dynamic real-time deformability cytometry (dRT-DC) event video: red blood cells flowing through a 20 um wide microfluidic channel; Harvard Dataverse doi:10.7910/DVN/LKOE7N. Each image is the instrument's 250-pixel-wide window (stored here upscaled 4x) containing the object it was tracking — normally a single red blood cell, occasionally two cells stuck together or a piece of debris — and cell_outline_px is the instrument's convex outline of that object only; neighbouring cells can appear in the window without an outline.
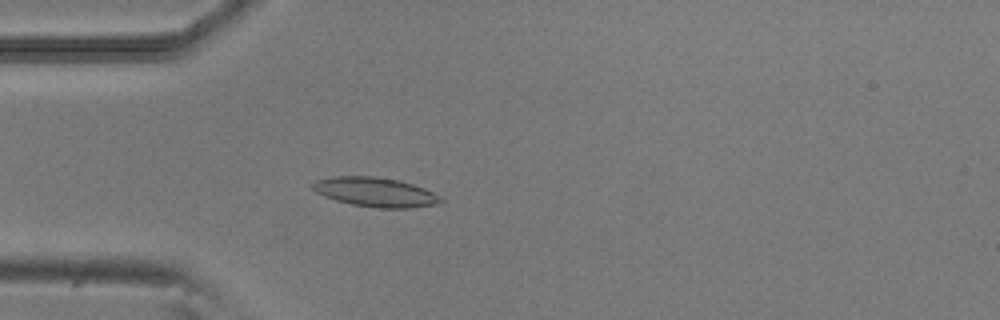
{"species": "common noctule bat (a hibernating species)", "species_latin": "Nyctalus noctula", "temperature_condition": "room temperature", "stored_images_in_passage": 51, "camera_frame_rate_fps": 3000, "um_per_image_px": 0.085, "animal": {"sex": "male", "body_mass_g": 20.5, "forearm_length_mm": 52.5}, "frame": {"image": 1, "passage_image": 14, "time_ms": 4.333, "image_size_px": [1000, 320], "cell_outline_px": [[444, 200], [436, 204], [412, 208], [380, 208], [352, 204], [336, 200], [324, 196], [316, 192], [312, 188], [312, 184], [316, 180], [332, 176], [376, 176], [396, 180], [412, 184], [424, 188], [440, 196]], "centroid_in_image_um": [31.9, 16.32], "position_along_channel_um": 53.1, "area_um2": 21.79}}
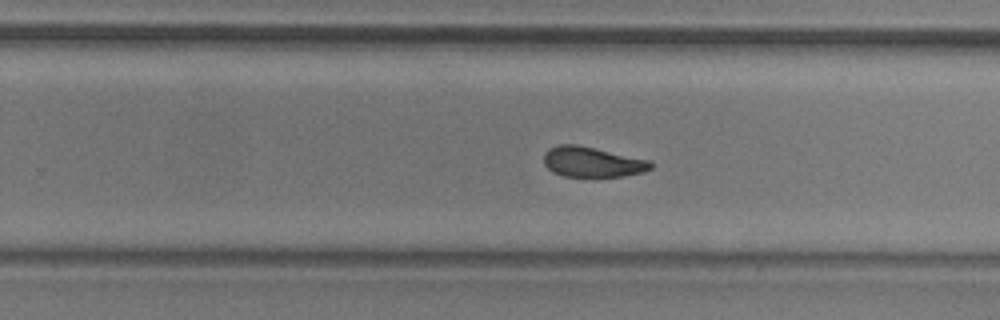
{"frame": {"image": 2, "passage_image": 32, "time_ms": 10.333, "image_size_px": [1000, 320], "cell_outline_px": [[652, 168], [644, 172], [620, 176], [564, 176], [552, 172], [544, 164], [544, 152], [548, 148], [560, 144], [576, 144], [648, 160], [652, 164]], "centroid_in_image_um": [50.29, 13.76], "position_along_channel_um": 279.5, "area_um2": 18.61}}
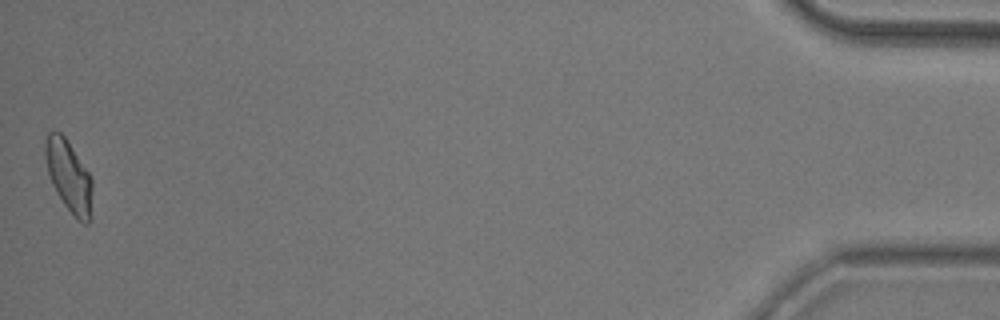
{"frame": {"image": 3, "passage_image": 51, "time_ms": 16.667, "image_size_px": [1000, 320], "cell_outline_px": [[92, 216], [88, 224], [84, 224], [76, 220], [64, 204], [56, 192], [52, 184], [48, 172], [44, 156], [44, 140], [48, 132], [60, 132], [64, 136], [88, 172], [92, 180]], "centroid_in_image_um": [5.85, 15.02], "position_along_channel_um": 429.3, "area_um2": 19.77}, "authors_computed_cell_mechanics": {"area_um2": 19.7676, "velocity_mm_per_s": 3.8826, "shape_relaxation_time_tau1_ms": 4.6943, "shape_relaxation_time_tau2_ms": 2.7597, "deformation_change_tau1": 0.1665, "deformation_change_tau2": 0.0939}}